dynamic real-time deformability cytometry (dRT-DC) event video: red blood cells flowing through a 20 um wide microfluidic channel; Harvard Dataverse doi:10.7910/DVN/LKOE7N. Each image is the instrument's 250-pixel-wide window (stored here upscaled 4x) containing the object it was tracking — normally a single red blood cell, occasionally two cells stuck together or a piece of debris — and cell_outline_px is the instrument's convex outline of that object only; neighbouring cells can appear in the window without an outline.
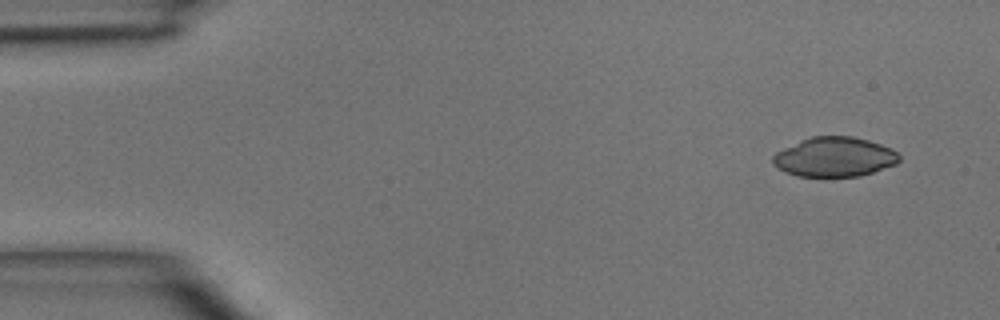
{"species": "common noctule bat (a hibernating species)", "species_latin": "Nyctalus noctula", "temperature_condition": "room temperature", "stored_images_in_passage": 4, "segment_of_instrument_passage": [1, 2], "camera_frame_rate_fps": 3000, "um_per_image_px": 0.085, "animal": {"sex": "male", "body_mass_g": 15.6}, "frame": {"image": 1, "passage_image": 1, "time_ms": 0.0, "image_size_px": [1000, 320], "cell_outline_px": [[900, 160], [896, 164], [860, 176], [796, 176], [776, 168], [772, 164], [772, 156], [776, 152], [784, 148], [812, 136], [852, 136], [868, 140], [892, 148], [900, 156]], "centroid_in_image_um": [70.92, 13.34], "position_along_channel_um": 14.1, "area_um2": 29.07}}